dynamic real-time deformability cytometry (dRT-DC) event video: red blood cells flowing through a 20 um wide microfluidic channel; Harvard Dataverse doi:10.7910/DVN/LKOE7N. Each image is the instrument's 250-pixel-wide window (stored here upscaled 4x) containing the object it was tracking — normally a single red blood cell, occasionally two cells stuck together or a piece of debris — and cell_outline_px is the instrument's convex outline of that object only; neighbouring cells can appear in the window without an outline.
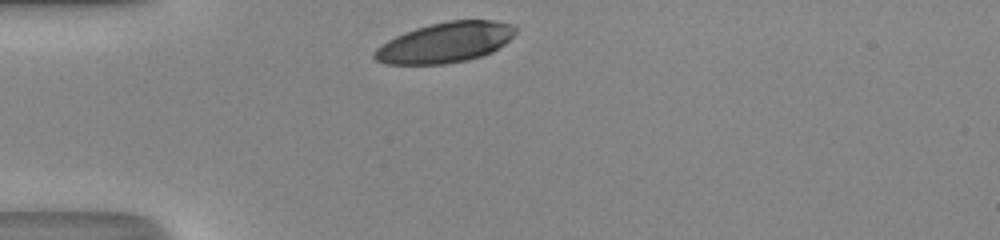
{"species": "human", "species_latin": "Homo sapiens", "temperature_condition": "room temperature", "stored_images_in_passage": 26, "camera_frame_rate_fps": 3000, "um_per_image_px": 0.085, "donor": {"sex": "male"}, "frame": {"image": 1, "passage_image": 1, "time_ms": 0.0, "image_size_px": [1000, 240], "cell_outline_px": [[516, 32], [504, 44], [492, 52], [468, 60], [444, 64], [384, 64], [376, 60], [372, 56], [372, 52], [376, 48], [388, 40], [404, 32], [416, 28], [448, 20], [496, 20], [512, 24], [516, 28]], "centroid_in_image_um": [37.83, 3.61], "position_along_channel_um": 47.2, "area_um2": 33.12}}
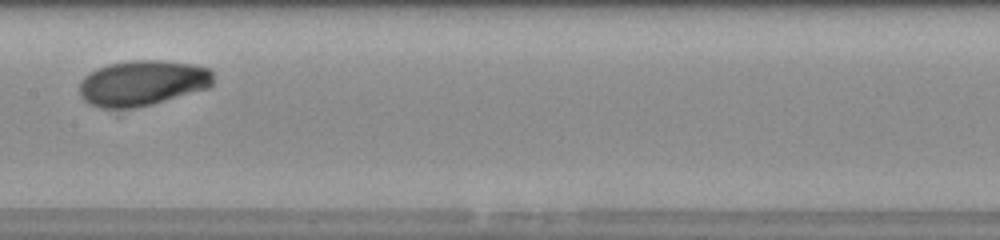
{"frame": {"image": 2, "passage_image": 13, "time_ms": 4.0, "image_size_px": [1000, 240], "cell_outline_px": [[212, 84], [208, 88], [152, 104], [136, 108], [100, 108], [88, 104], [80, 96], [80, 80], [84, 76], [96, 68], [108, 64], [128, 60], [164, 60], [192, 64], [208, 68], [212, 72]], "centroid_in_image_um": [12.07, 7.05], "position_along_channel_um": 195.3, "area_um2": 35.66}}
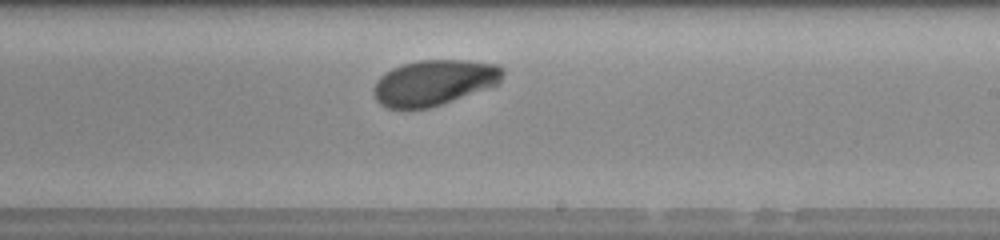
{"frame": {"image": 3, "passage_image": 17, "time_ms": 5.333, "image_size_px": [1000, 240], "cell_outline_px": [[504, 72], [500, 80], [496, 84], [488, 88], [428, 108], [388, 108], [380, 104], [376, 100], [372, 92], [372, 88], [376, 80], [384, 72], [400, 64], [420, 60], [464, 60], [500, 64], [504, 68]], "centroid_in_image_um": [36.86, 7.0], "position_along_channel_um": 252.1, "area_um2": 34.33}, "authors_computed_cell_mechanics": {"area_um2": 34.6511, "velocity_mm_per_s": 4.2766, "shape_relaxation_time_tau1_ms": 1.9778, "shape_relaxation_time_tau2_ms": null, "deformation_change_tau1": 0.1026, "deformation_change_tau2": null}}